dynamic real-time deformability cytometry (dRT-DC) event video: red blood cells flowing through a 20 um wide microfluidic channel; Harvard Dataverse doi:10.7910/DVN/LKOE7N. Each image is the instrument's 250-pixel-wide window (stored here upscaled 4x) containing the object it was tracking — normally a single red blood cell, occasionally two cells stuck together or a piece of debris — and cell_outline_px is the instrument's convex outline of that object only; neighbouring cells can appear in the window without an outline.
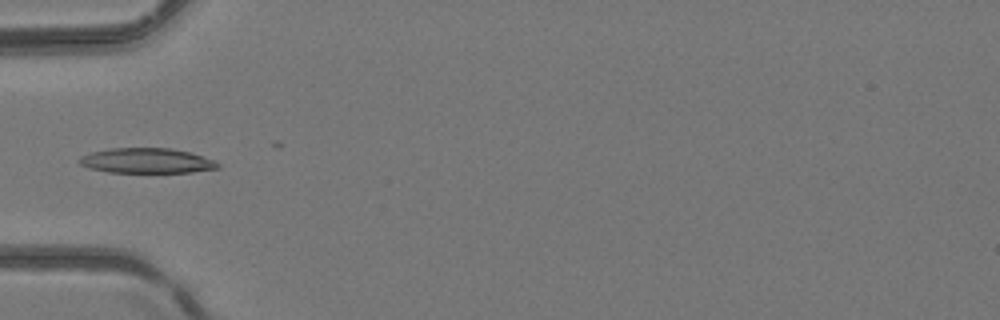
{"species": "common noctule bat (a hibernating species)", "species_latin": "Nyctalus noctula", "temperature_condition": "room temperature", "stored_images_in_passage": 6, "camera_frame_rate_fps": 3000, "um_per_image_px": 0.085, "animal": {"sex": "female", "body_mass_g": 24.6, "forearm_length_mm": 56.2}, "frame": {"image": 1, "passage_image": 5, "time_ms": 1.333, "image_size_px": [1000, 320], "cell_outline_px": [[220, 168], [192, 172], [108, 172], [88, 168], [80, 164], [76, 160], [80, 156], [92, 152], [112, 148], [172, 148], [188, 152], [216, 160], [220, 164]], "centroid_in_image_um": [12.46, 13.66], "position_along_channel_um": 72.5, "area_um2": 20.29}}
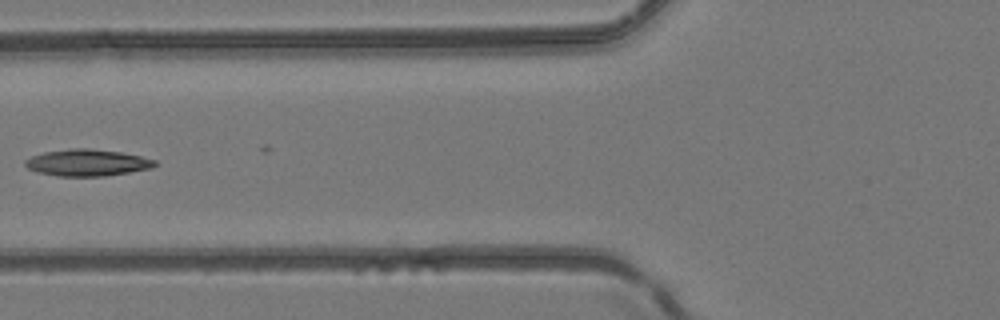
{"frame": {"image": 2, "passage_image": 6, "time_ms": 1.667, "image_size_px": [1000, 320], "cell_outline_px": [[160, 164], [152, 168], [104, 176], [56, 176], [36, 172], [28, 168], [24, 164], [24, 160], [32, 156], [44, 152], [72, 148], [88, 148], [120, 152], [140, 156], [156, 160]], "centroid_in_image_um": [7.41, 13.83], "position_along_channel_um": 118.4, "area_um2": 20.23}}